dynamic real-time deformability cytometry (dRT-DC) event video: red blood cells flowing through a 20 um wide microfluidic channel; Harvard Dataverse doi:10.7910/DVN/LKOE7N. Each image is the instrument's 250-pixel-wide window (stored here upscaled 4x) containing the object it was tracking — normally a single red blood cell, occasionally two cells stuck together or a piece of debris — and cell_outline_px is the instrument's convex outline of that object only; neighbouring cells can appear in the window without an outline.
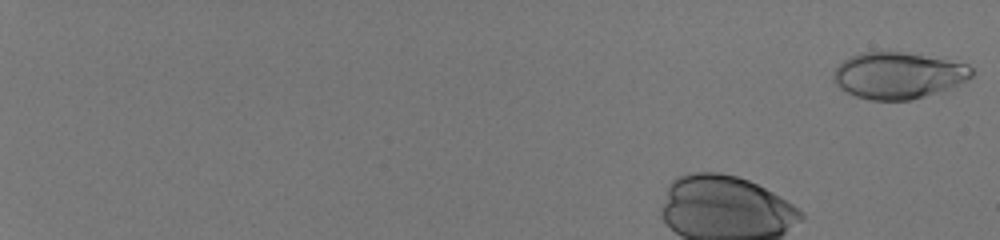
{"species": "human", "species_latin": "Homo sapiens", "temperature_condition": "room temperature", "stored_images_in_passage": 43, "camera_frame_rate_fps": 3000, "um_per_image_px": 0.085, "donor": {"sex": "male"}, "frame": {"image": 1, "passage_image": 1, "time_ms": 0.0, "image_size_px": [1000, 240], "cell_outline_px": [[972, 76], [968, 80], [940, 92], [912, 100], [872, 100], [856, 96], [840, 88], [832, 80], [832, 76], [836, 68], [844, 60], [860, 52], [904, 52], [968, 64], [972, 68]], "centroid_in_image_um": [76.35, 6.42], "position_along_channel_um": 8.7, "area_um2": 37.28}}
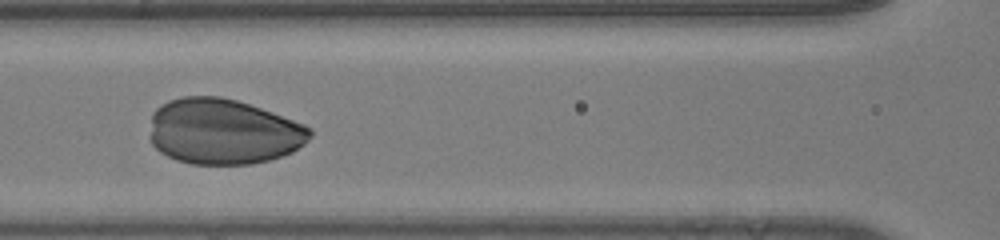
{"frame": {"image": 2, "passage_image": 24, "time_ms": 7.667, "image_size_px": [1000, 240], "cell_outline_px": [[312, 136], [304, 144], [292, 152], [268, 160], [252, 164], [192, 164], [176, 160], [160, 152], [152, 144], [152, 112], [160, 104], [168, 100], [180, 96], [220, 96], [236, 100], [260, 108], [304, 124], [312, 128]], "centroid_in_image_um": [18.97, 11.18], "position_along_channel_um": 147.6, "area_um2": 61.21}}
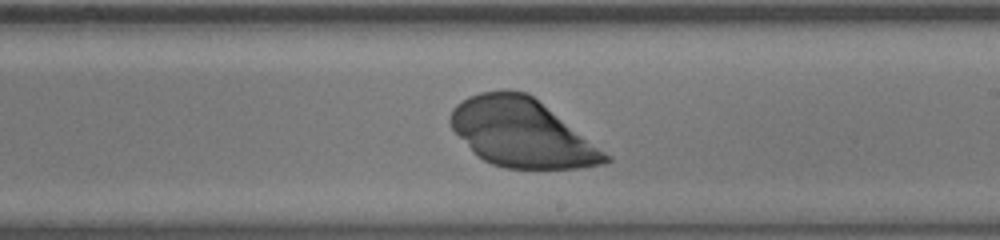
{"frame": {"image": 3, "passage_image": 31, "time_ms": 10.0, "image_size_px": [1000, 240], "cell_outline_px": [[612, 160], [604, 164], [580, 168], [504, 168], [492, 164], [476, 156], [472, 152], [452, 128], [448, 120], [448, 116], [452, 108], [460, 100], [468, 96], [480, 92], [528, 92], [612, 156]], "centroid_in_image_um": [44.34, 11.32], "position_along_channel_um": 244.7, "area_um2": 61.33}}